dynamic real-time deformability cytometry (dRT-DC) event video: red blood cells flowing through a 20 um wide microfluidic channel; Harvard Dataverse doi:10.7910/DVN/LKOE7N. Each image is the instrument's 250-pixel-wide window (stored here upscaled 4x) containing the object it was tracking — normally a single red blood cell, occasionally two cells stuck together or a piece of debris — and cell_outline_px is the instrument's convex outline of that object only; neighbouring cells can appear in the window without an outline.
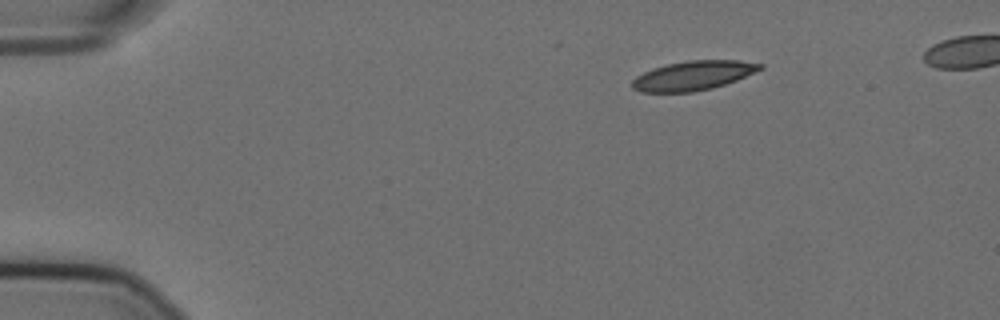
{"species": "Egyptian fruit bat (a non-hibernating species)", "species_latin": "Rousettus aegyptiacus", "temperature_condition": "cold", "stored_images_in_passage": 47, "camera_frame_rate_fps": 3000, "um_per_image_px": 0.085, "animal": {"sex": "female"}, "frame": {"image": 1, "passage_image": 1, "time_ms": 0.0, "image_size_px": [1000, 320], "cell_outline_px": [[764, 68], [736, 80], [712, 88], [692, 92], [640, 92], [632, 88], [632, 80], [636, 76], [652, 68], [668, 64], [688, 60], [740, 60], [764, 64]], "centroid_in_image_um": [58.92, 6.42], "position_along_channel_um": 26.1, "area_um2": 21.85}}
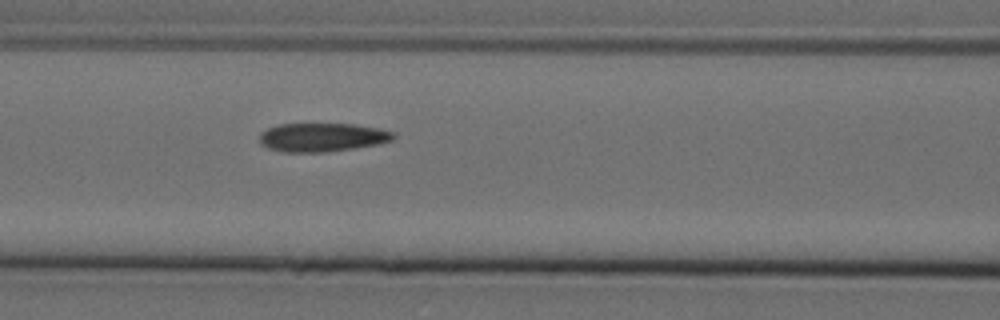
{"frame": {"image": 2, "passage_image": 17, "time_ms": 5.333, "image_size_px": [1000, 320], "cell_outline_px": [[396, 136], [392, 140], [376, 144], [352, 148], [324, 152], [284, 152], [268, 148], [260, 144], [260, 132], [276, 124], [356, 124], [380, 128], [396, 132]], "centroid_in_image_um": [27.39, 11.66], "position_along_channel_um": 139.2, "area_um2": 22.43}}
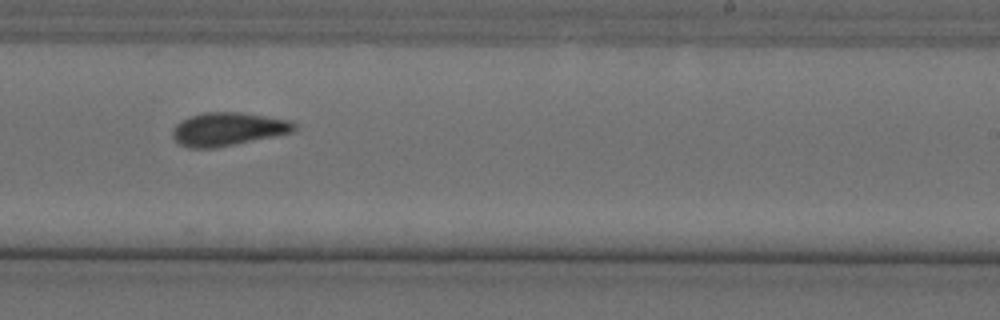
{"frame": {"image": 3, "passage_image": 28, "time_ms": 9.0, "image_size_px": [1000, 320], "cell_outline_px": [[296, 128], [292, 132], [216, 148], [188, 148], [180, 144], [172, 136], [172, 128], [180, 120], [188, 116], [204, 112], [240, 112], [292, 120], [296, 124]], "centroid_in_image_um": [19.34, 10.96], "position_along_channel_um": 269.7, "area_um2": 23.7}}